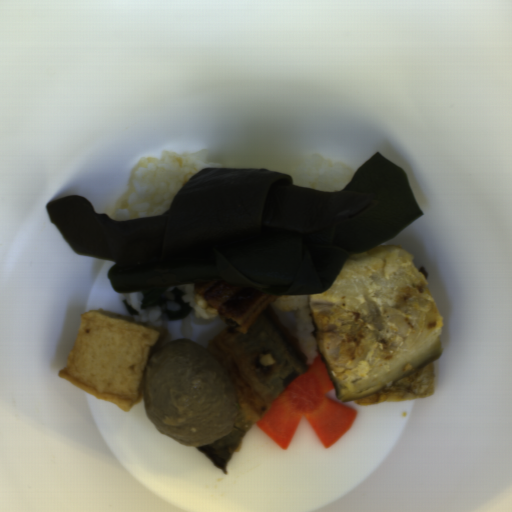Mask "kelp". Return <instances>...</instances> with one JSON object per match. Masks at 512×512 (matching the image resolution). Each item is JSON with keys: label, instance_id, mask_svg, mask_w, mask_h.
<instances>
[{"label": "kelp", "instance_id": "1", "mask_svg": "<svg viewBox=\"0 0 512 512\" xmlns=\"http://www.w3.org/2000/svg\"><path fill=\"white\" fill-rule=\"evenodd\" d=\"M45 208L78 255L113 262L106 274L123 295L198 279L321 295L350 256L423 217L405 172L378 151L336 191L266 168L204 167L162 215L114 221L76 193Z\"/></svg>", "mask_w": 512, "mask_h": 512}]
</instances>
